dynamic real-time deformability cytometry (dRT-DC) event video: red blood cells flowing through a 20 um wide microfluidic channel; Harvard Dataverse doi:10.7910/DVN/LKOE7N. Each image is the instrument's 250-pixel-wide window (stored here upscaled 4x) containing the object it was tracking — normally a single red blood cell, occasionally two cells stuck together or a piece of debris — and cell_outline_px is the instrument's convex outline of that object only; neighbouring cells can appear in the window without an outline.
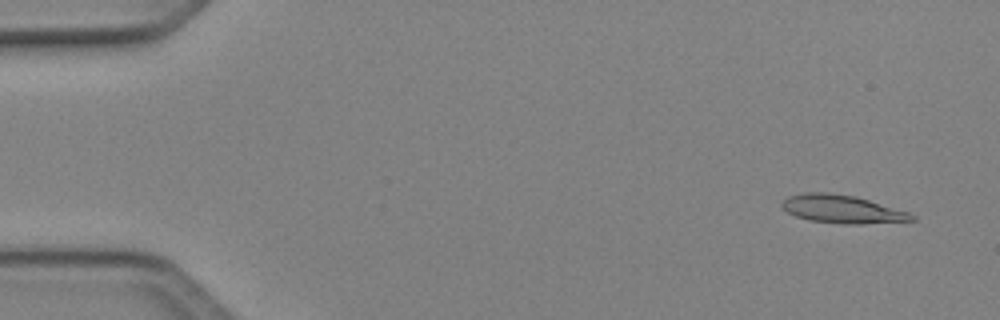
{"species": "Egyptian fruit bat (a non-hibernating species)", "species_latin": "Rousettus aegyptiacus", "temperature_condition": "cold", "stored_images_in_passage": 50, "segment_of_instrument_passage": [1, 2], "camera_frame_rate_fps": 3000, "um_per_image_px": 0.085, "animal": {"sex": "female"}, "frame": {"image": 1, "passage_image": 3, "time_ms": 0.667, "image_size_px": [1000, 320], "cell_outline_px": [[916, 220], [860, 224], [848, 224], [808, 220], [796, 216], [788, 212], [780, 204], [788, 196], [804, 192], [828, 192], [856, 196], [908, 212], [916, 216]], "centroid_in_image_um": [71.57, 17.77], "position_along_channel_um": 13.4, "area_um2": 21.15}}
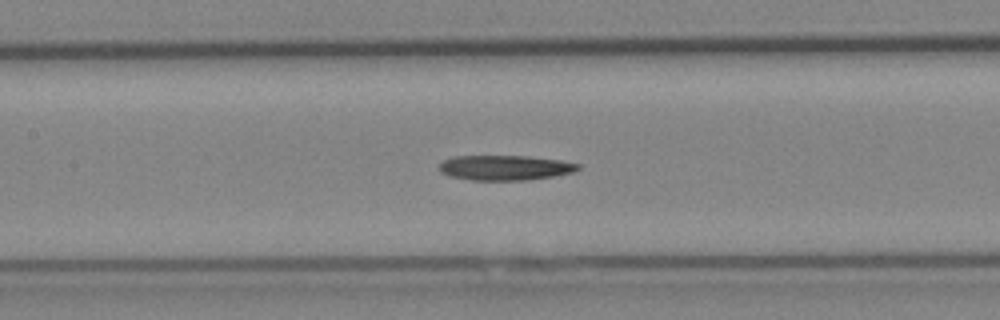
{"frame": {"image": 2, "passage_image": 23, "time_ms": 7.333, "image_size_px": [1000, 320], "cell_outline_px": [[580, 168], [572, 172], [552, 176], [524, 180], [472, 180], [452, 176], [440, 172], [440, 164], [444, 160], [452, 156], [528, 156], [560, 160], [580, 164]], "centroid_in_image_um": [42.92, 14.24], "position_along_channel_um": 164.5, "area_um2": 20.0}}
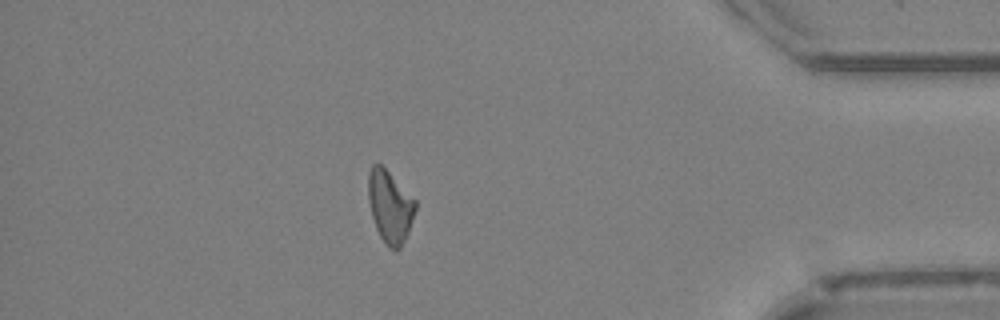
{"frame": {"image": 3, "passage_image": 43, "time_ms": 14.0, "image_size_px": [1000, 320], "cell_outline_px": [[416, 208], [408, 232], [400, 248], [396, 252], [380, 236], [376, 228], [372, 216], [368, 200], [368, 172], [372, 164], [380, 164], [416, 200]], "centroid_in_image_um": [33.13, 17.54], "position_along_channel_um": 402.1, "area_um2": 19.48}}